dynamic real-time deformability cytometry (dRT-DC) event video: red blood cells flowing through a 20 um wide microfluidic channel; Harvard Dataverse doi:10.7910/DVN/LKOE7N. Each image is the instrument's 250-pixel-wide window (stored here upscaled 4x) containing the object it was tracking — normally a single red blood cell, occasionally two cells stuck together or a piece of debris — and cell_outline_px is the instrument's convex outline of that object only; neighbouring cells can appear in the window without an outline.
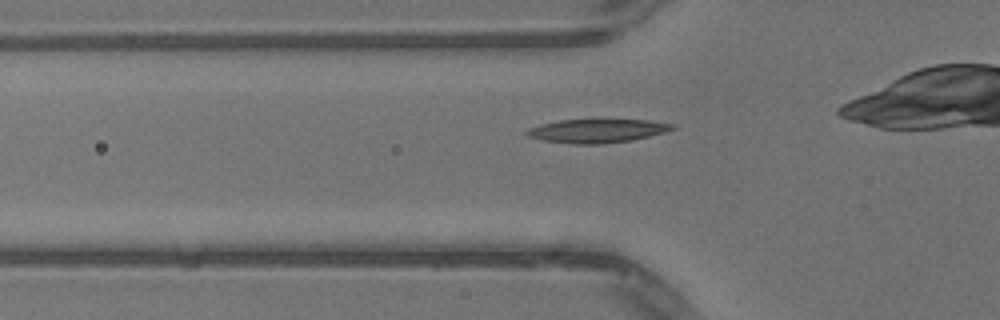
{"species": "common noctule bat (a hibernating species)", "species_latin": "Nyctalus noctula", "temperature_condition": "warm", "stored_images_in_passage": 37, "camera_frame_rate_fps": 3000, "um_per_image_px": 0.085, "animal": {"sex": "male", "body_mass_g": 13.3}, "frame": {"image": 1, "passage_image": 10, "time_ms": 3.0, "image_size_px": [1000, 320], "cell_outline_px": [[676, 128], [664, 132], [632, 140], [604, 144], [572, 144], [540, 140], [528, 136], [524, 132], [528, 128], [540, 124], [560, 120], [648, 120], [676, 124]], "centroid_in_image_um": [50.73, 11.13], "position_along_channel_um": 75.1, "area_um2": 20.11}}
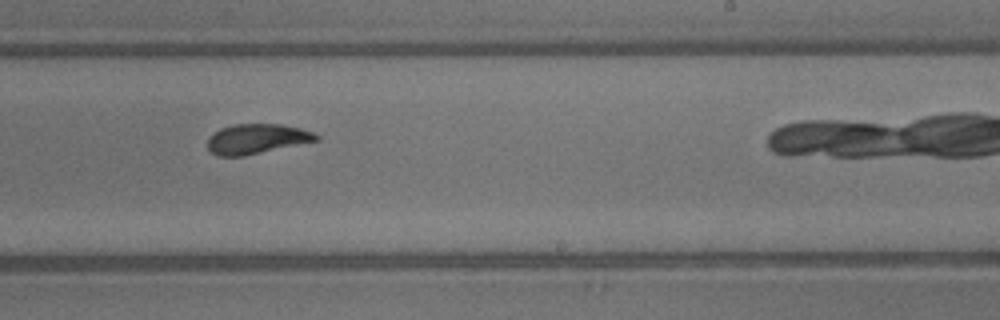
{"frame": {"image": 2, "passage_image": 24, "time_ms": 7.667, "image_size_px": [1000, 320], "cell_outline_px": [[320, 140], [244, 156], [216, 156], [208, 148], [208, 136], [220, 128], [232, 124], [280, 124], [300, 128], [312, 132], [320, 136]], "centroid_in_image_um": [21.81, 11.8], "position_along_channel_um": 267.2, "area_um2": 19.02}}
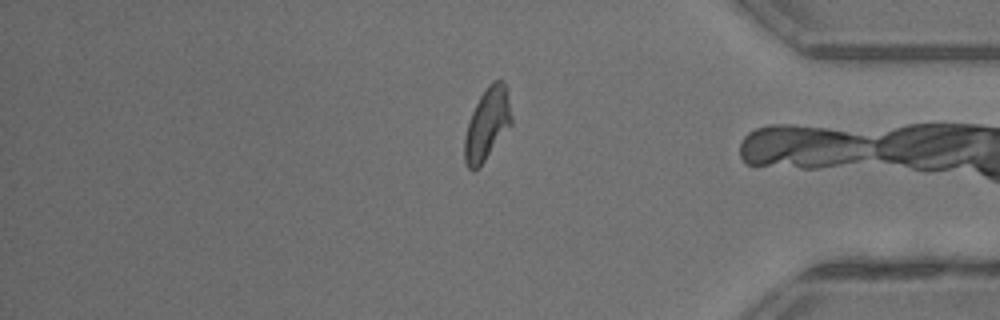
{"frame": {"image": 3, "passage_image": 35, "time_ms": 11.333, "image_size_px": [1000, 320], "cell_outline_px": [[512, 124], [480, 168], [472, 172], [468, 168], [464, 160], [464, 136], [472, 112], [480, 96], [488, 84], [492, 80], [500, 80], [508, 88], [512, 116]], "centroid_in_image_um": [41.42, 10.57], "position_along_channel_um": 393.8, "area_um2": 20.06}, "authors_computed_cell_mechanics": {"area_um2": 19.7098, "velocity_mm_per_s": 4.0978, "shape_relaxation_time_tau1_ms": 2.8884, "shape_relaxation_time_tau2_ms": 1.2682, "deformation_change_tau1": 0.1511, "deformation_change_tau2": 0.0606}}